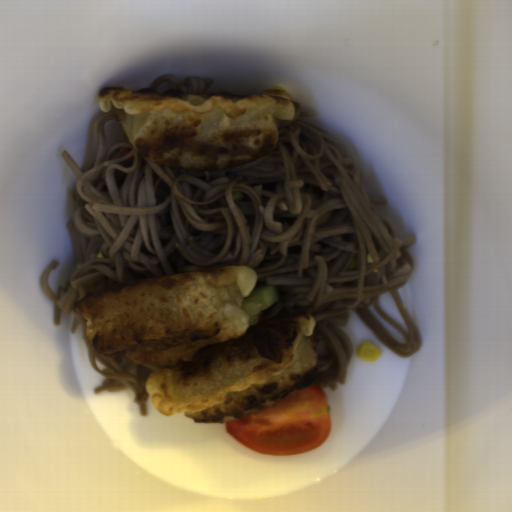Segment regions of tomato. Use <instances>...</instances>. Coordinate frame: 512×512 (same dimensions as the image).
Wrapping results in <instances>:
<instances>
[{
	"instance_id": "1",
	"label": "tomato",
	"mask_w": 512,
	"mask_h": 512,
	"mask_svg": "<svg viewBox=\"0 0 512 512\" xmlns=\"http://www.w3.org/2000/svg\"><path fill=\"white\" fill-rule=\"evenodd\" d=\"M332 428L329 398L320 385L289 392L271 406L225 422L236 441L267 456H285L316 450L326 443Z\"/></svg>"
}]
</instances>
